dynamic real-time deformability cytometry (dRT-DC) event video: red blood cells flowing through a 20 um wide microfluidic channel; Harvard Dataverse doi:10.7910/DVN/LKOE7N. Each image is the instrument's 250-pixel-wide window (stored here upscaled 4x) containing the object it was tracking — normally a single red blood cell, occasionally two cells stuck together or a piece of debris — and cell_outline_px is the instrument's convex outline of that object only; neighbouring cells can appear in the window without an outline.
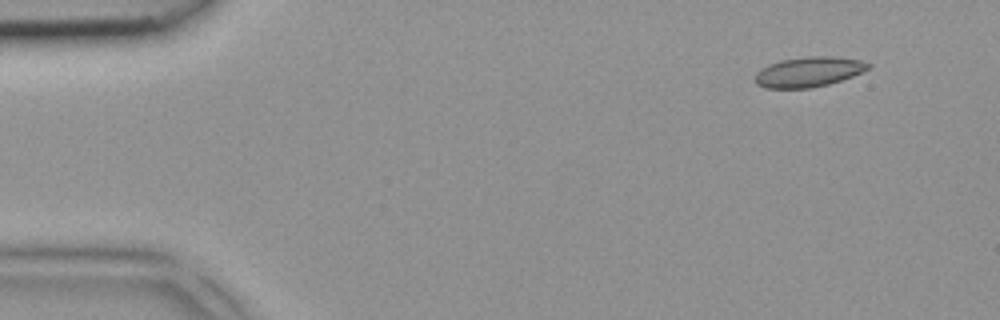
{"species": "common noctule bat (a hibernating species)", "species_latin": "Nyctalus noctula", "temperature_condition": "room temperature", "stored_images_in_passage": 4, "camera_frame_rate_fps": 3000, "um_per_image_px": 0.085, "animal": {"sex": "female", "body_mass_g": 18.4}, "frame": {"image": 1, "passage_image": 1, "time_ms": 0.0, "image_size_px": [1000, 320], "cell_outline_px": [[872, 64], [868, 68], [852, 76], [828, 84], [812, 88], [768, 88], [756, 84], [756, 72], [760, 68], [768, 64], [780, 60], [808, 56], [836, 56], [860, 60]], "centroid_in_image_um": [68.71, 6.1], "position_along_channel_um": 16.3, "area_um2": 19.77}}